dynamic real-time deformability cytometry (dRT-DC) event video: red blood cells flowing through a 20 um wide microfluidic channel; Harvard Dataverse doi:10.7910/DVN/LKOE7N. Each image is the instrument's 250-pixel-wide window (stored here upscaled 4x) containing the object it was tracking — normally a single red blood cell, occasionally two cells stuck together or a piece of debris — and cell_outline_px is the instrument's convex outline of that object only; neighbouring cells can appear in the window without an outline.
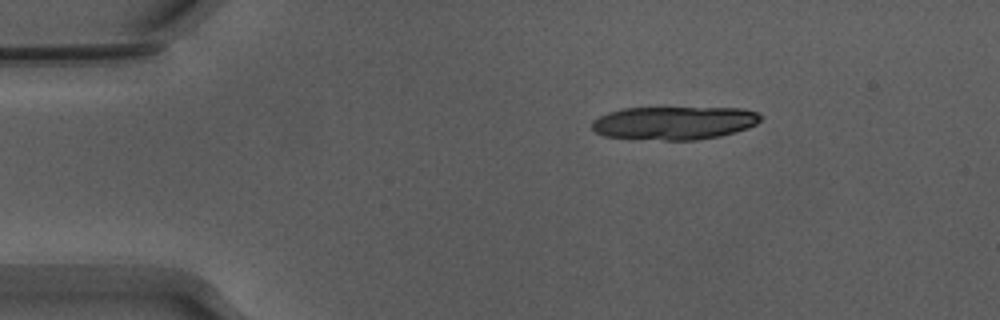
{"species": "Egyptian fruit bat (a non-hibernating species)", "species_latin": "Rousettus aegyptiacus", "temperature_condition": "warm", "stored_images_in_passage": 11, "camera_frame_rate_fps": 3000, "um_per_image_px": 0.085, "animal": {"sex": "male"}, "frame": {"image": 1, "passage_image": 1, "time_ms": 0.0, "image_size_px": [1000, 320], "cell_outline_px": [[764, 116], [756, 124], [748, 128], [736, 132], [720, 136], [696, 140], [664, 140], [604, 136], [596, 132], [592, 128], [592, 120], [608, 112], [624, 108], [744, 108], [756, 112]], "centroid_in_image_um": [57.34, 10.44], "position_along_channel_um": 27.7, "area_um2": 32.71}}